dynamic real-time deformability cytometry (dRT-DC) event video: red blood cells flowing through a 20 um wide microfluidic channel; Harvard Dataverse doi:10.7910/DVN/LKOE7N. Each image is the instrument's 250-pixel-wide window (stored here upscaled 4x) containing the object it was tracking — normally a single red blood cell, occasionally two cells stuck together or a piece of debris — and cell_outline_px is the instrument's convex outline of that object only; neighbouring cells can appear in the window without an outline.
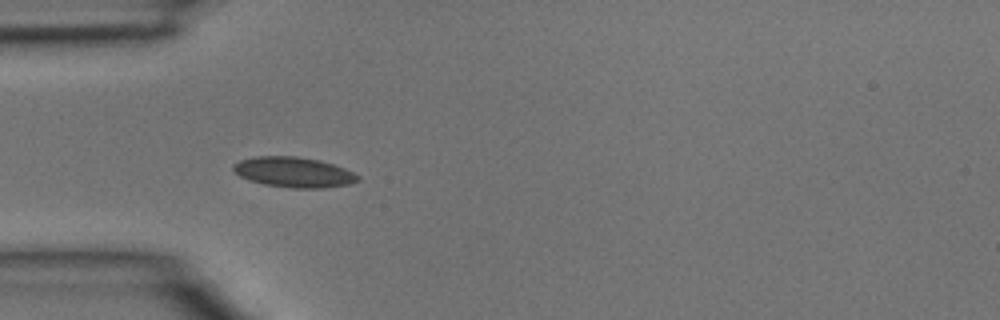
{"species": "common noctule bat (a hibernating species)", "species_latin": "Nyctalus noctula", "temperature_condition": "room temperature", "stored_images_in_passage": 3, "camera_frame_rate_fps": 3000, "um_per_image_px": 0.085, "animal": {"sex": "male", "body_mass_g": 15.6}, "frame": {"image": 1, "passage_image": 2, "time_ms": 0.333, "image_size_px": [1000, 320], "cell_outline_px": [[360, 180], [348, 184], [324, 188], [292, 188], [264, 184], [248, 180], [240, 176], [232, 168], [232, 164], [240, 160], [256, 156], [296, 156], [320, 160], [344, 168], [360, 176]], "centroid_in_image_um": [24.96, 14.63], "position_along_channel_um": 60.0, "area_um2": 21.96}}